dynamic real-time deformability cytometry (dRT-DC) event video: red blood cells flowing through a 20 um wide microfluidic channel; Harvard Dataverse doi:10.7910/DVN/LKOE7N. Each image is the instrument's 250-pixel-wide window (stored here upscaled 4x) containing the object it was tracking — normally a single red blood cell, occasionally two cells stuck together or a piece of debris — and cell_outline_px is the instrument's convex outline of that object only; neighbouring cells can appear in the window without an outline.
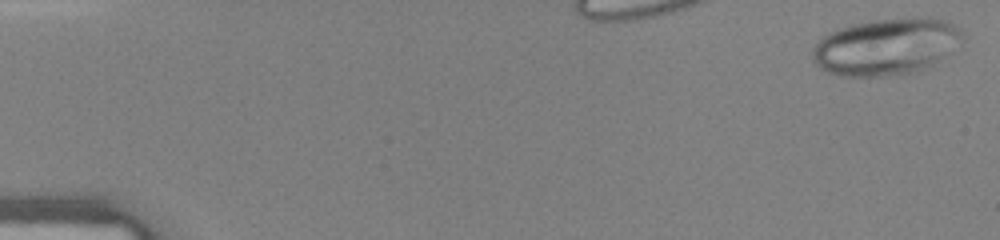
{"species": "human", "species_latin": "Homo sapiens", "temperature_condition": "warm", "stored_images_in_passage": 8, "camera_frame_rate_fps": 3000, "um_per_image_px": 0.085, "donor": {"sex": "female"}, "frame": {"image": 1, "passage_image": 1, "time_ms": 0.0, "image_size_px": [1000, 240], "cell_outline_px": [[964, 36], [944, 56], [932, 64], [916, 72], [880, 76], [840, 76], [828, 72], [820, 68], [812, 60], [812, 48], [824, 36], [840, 28], [852, 24], [872, 20], [924, 16], [928, 16], [948, 20], [964, 28]], "centroid_in_image_um": [75.35, 3.93], "position_along_channel_um": 9.7, "area_um2": 49.71}}